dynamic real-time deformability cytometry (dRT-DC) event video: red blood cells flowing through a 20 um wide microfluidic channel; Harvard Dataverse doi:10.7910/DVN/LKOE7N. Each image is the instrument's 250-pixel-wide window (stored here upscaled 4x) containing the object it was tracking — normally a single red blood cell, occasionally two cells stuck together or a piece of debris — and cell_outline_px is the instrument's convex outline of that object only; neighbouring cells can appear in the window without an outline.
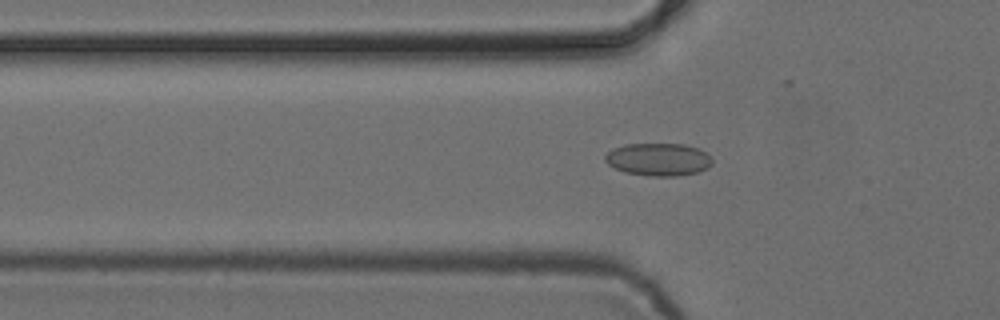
{"species": "common noctule bat (a hibernating species)", "species_latin": "Nyctalus noctula", "temperature_condition": "cold", "stored_images_in_passage": 31, "camera_frame_rate_fps": 3000, "um_per_image_px": 0.085, "animal": {"sex": "female", "body_mass_g": 24.6, "forearm_length_mm": 56.2}, "frame": {"image": 1, "passage_image": 10, "time_ms": 3.0, "image_size_px": [1000, 320], "cell_outline_px": [[712, 164], [708, 168], [696, 172], [676, 176], [652, 176], [624, 172], [608, 164], [604, 160], [604, 156], [612, 148], [624, 144], [684, 144], [696, 148], [704, 152], [712, 160]], "centroid_in_image_um": [55.93, 13.55], "position_along_channel_um": 69.9, "area_um2": 20.29}}
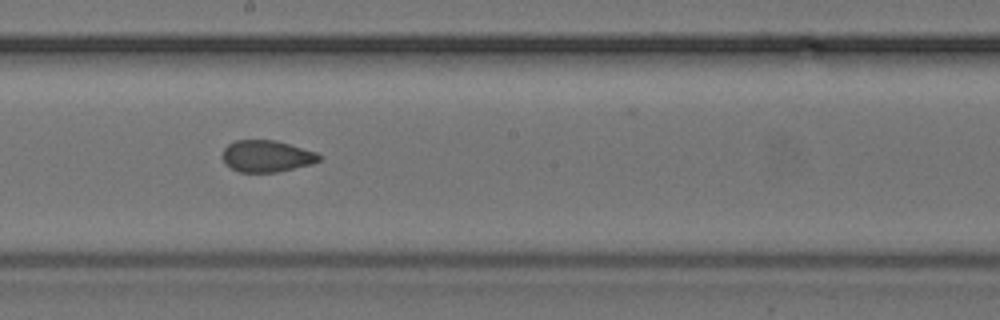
{"frame": {"image": 2, "passage_image": 22, "time_ms": 7.0, "image_size_px": [1000, 320], "cell_outline_px": [[320, 160], [312, 164], [276, 172], [240, 172], [224, 164], [220, 156], [224, 148], [228, 144], [236, 140], [276, 140], [316, 152], [320, 156]], "centroid_in_image_um": [22.62, 13.27], "position_along_channel_um": 225.6, "area_um2": 17.92}}
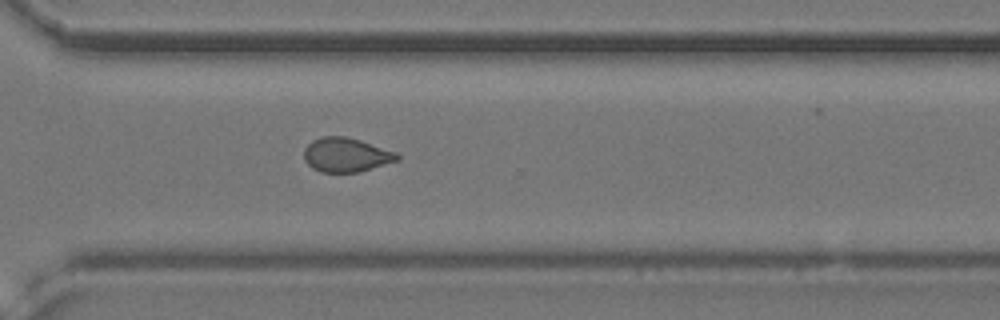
{"frame": {"image": 3, "passage_image": 31, "time_ms": 10.0, "image_size_px": [1000, 320], "cell_outline_px": [[400, 160], [360, 172], [320, 172], [312, 168], [304, 160], [304, 148], [312, 140], [320, 136], [344, 136], [360, 140], [396, 152], [400, 156]], "centroid_in_image_um": [29.41, 13.16], "position_along_channel_um": 341.2, "area_um2": 18.73}}